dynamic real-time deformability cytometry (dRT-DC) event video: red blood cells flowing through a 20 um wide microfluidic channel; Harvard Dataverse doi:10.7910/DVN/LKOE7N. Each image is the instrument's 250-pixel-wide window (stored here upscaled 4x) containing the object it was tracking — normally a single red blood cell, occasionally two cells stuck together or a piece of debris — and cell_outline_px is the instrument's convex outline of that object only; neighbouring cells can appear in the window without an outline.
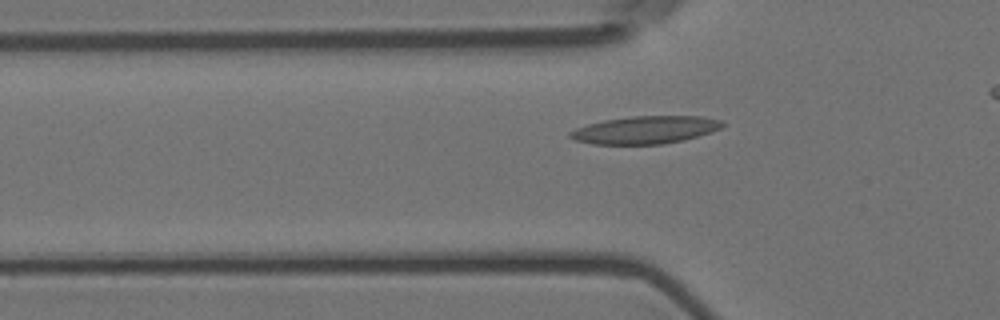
{"species": "Egyptian fruit bat (a non-hibernating species)", "species_latin": "Rousettus aegyptiacus", "temperature_condition": "room temperature", "stored_images_in_passage": 35, "camera_frame_rate_fps": 3000, "um_per_image_px": 0.085, "animal": {"sex": "female"}, "frame": {"image": 1, "passage_image": 4, "time_ms": 1.0, "image_size_px": [1000, 320], "cell_outline_px": [[724, 124], [720, 128], [712, 132], [684, 140], [664, 144], [592, 144], [576, 140], [568, 136], [568, 132], [576, 128], [588, 124], [604, 120], [632, 116], [700, 116], [724, 120]], "centroid_in_image_um": [54.87, 11.04], "position_along_channel_um": 70.9, "area_um2": 24.62}}
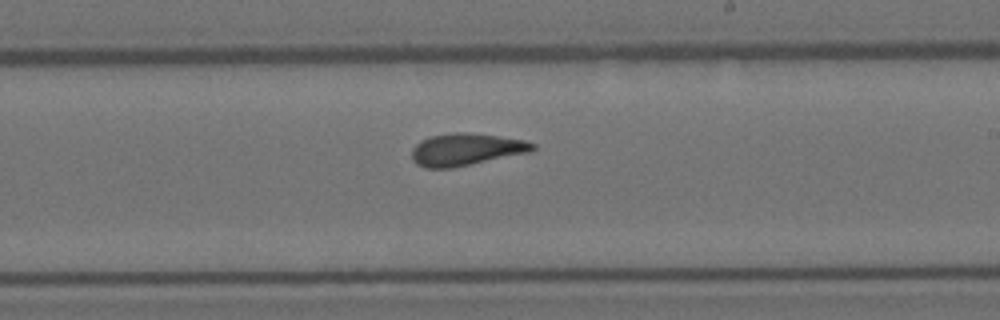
{"frame": {"image": 2, "passage_image": 19, "time_ms": 6.0, "image_size_px": [1000, 320], "cell_outline_px": [[536, 148], [532, 152], [452, 168], [424, 168], [416, 164], [412, 160], [412, 148], [420, 140], [428, 136], [456, 132], [464, 132], [496, 136], [524, 140], [536, 144]], "centroid_in_image_um": [39.6, 12.71], "position_along_channel_um": 249.4, "area_um2": 22.83}}
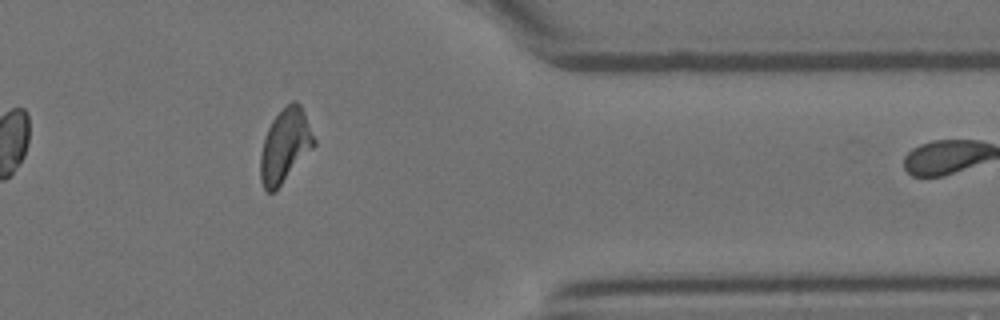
{"frame": {"image": 3, "passage_image": 32, "time_ms": 10.333, "image_size_px": [1000, 320], "cell_outline_px": [[316, 144], [276, 192], [268, 192], [264, 188], [260, 180], [260, 156], [264, 136], [272, 120], [292, 100], [296, 100], [300, 104], [304, 112], [316, 140]], "centroid_in_image_um": [24.23, 12.42], "position_along_channel_um": 387.2, "area_um2": 23.06}, "authors_computed_cell_mechanics": {"area_um2": 22.542, "velocity_mm_per_s": 3.5564, "shape_relaxation_time_tau1_ms": 8.8734, "shape_relaxation_time_tau2_ms": 2.3737, "deformation_change_tau1": 0.2151, "deformation_change_tau2": 0.1023}}